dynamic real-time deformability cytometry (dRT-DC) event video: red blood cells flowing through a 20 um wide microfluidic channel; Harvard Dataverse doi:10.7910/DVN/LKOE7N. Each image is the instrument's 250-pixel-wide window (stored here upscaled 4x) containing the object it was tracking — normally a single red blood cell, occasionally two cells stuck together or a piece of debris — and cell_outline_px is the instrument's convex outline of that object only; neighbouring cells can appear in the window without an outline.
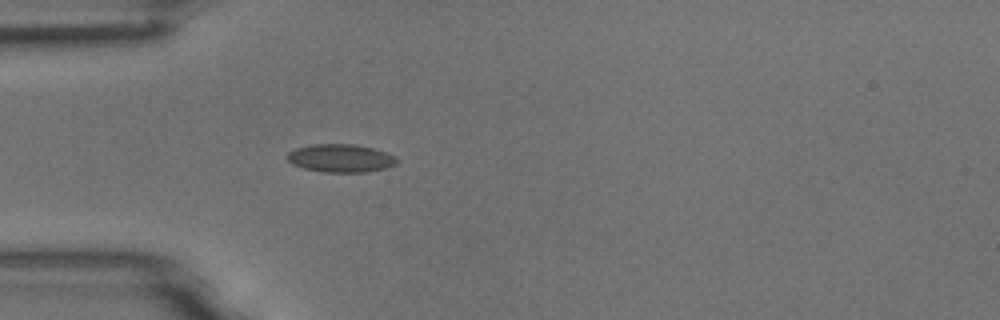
{"species": "common noctule bat (a hibernating species)", "species_latin": "Nyctalus noctula", "temperature_condition": "room temperature", "stored_images_in_passage": 1, "camera_frame_rate_fps": 3000, "um_per_image_px": 0.085, "animal": {"sex": "male", "body_mass_g": 18.8}, "frame": {"image": 1, "passage_image": 1, "time_ms": 0.0, "image_size_px": [1000, 320], "cell_outline_px": [[400, 160], [396, 164], [384, 168], [368, 172], [324, 172], [304, 168], [292, 164], [288, 160], [288, 152], [296, 148], [312, 144], [352, 144], [372, 148], [396, 156]], "centroid_in_image_um": [28.97, 13.45], "position_along_channel_um": 56.0, "area_um2": 17.86}}